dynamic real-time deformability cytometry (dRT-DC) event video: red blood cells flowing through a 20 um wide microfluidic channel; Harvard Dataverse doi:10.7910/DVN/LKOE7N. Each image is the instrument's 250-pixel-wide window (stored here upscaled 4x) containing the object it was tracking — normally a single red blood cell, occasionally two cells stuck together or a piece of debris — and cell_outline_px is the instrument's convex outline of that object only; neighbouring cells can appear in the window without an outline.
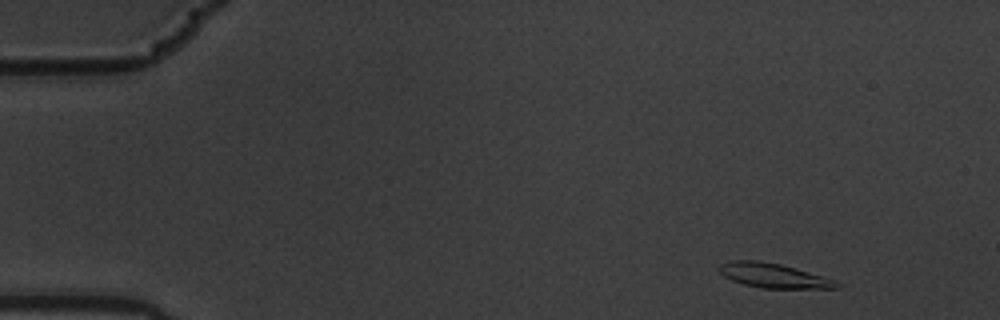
{"species": "common noctule bat (a hibernating species)", "species_latin": "Nyctalus noctula", "temperature_condition": "warm", "stored_images_in_passage": 5, "camera_frame_rate_fps": 3000, "um_per_image_px": 0.085, "animal": {"sex": "male", "body_mass_g": 19.5, "forearm_length_mm": 54.6}, "frame": {"image": 1, "passage_image": 1, "time_ms": 0.0, "image_size_px": [1000, 320], "cell_outline_px": [[840, 288], [760, 288], [744, 284], [732, 280], [724, 276], [720, 272], [720, 264], [732, 260], [756, 260], [780, 264], [824, 276], [836, 280], [840, 284]], "centroid_in_image_um": [65.77, 23.42], "position_along_channel_um": 19.2, "area_um2": 16.65}}
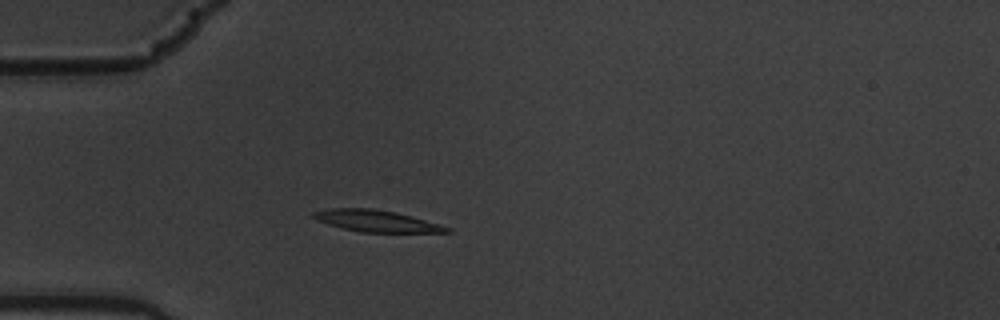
{"frame": {"image": 2, "passage_image": 4, "time_ms": 1.0, "image_size_px": [1000, 320], "cell_outline_px": [[452, 232], [360, 232], [328, 224], [316, 220], [312, 216], [312, 212], [332, 208], [372, 208], [396, 212], [412, 216], [452, 228]], "centroid_in_image_um": [31.99, 18.78], "position_along_channel_um": 53.0, "area_um2": 16.7}}